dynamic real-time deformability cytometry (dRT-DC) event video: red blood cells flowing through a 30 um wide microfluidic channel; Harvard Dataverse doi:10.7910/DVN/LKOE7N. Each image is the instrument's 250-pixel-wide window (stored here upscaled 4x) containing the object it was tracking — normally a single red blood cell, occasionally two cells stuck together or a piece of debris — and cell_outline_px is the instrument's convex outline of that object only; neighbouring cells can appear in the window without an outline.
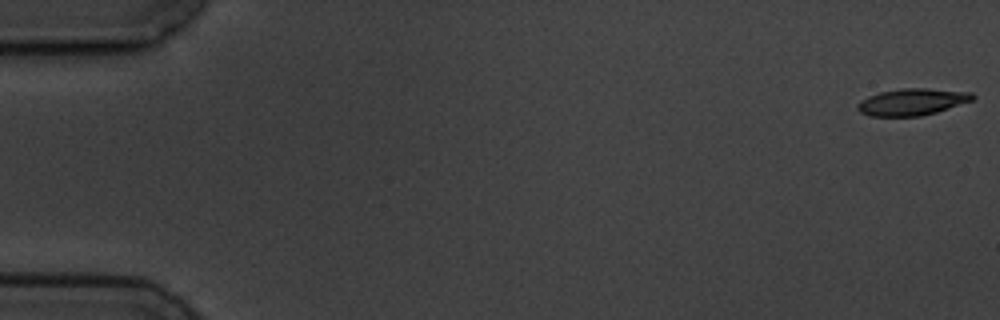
{"species": "common noctule bat (a hibernating species)", "species_latin": "Nyctalus noctula", "temperature_condition": "cold", "stored_images_in_passage": 7, "camera_frame_rate_fps": 3000, "um_per_image_px": 0.085, "animal": {"sex": "male", "body_mass_g": 19.5, "forearm_length_mm": 54.6}, "frame": {"image": 1, "passage_image": 1, "time_ms": 0.0, "image_size_px": [1000, 320], "cell_outline_px": [[976, 96], [972, 100], [936, 112], [920, 116], [868, 116], [860, 112], [856, 108], [856, 104], [860, 100], [868, 96], [880, 92], [904, 88], [928, 88], [972, 92]], "centroid_in_image_um": [77.5, 8.66], "position_along_channel_um": 7.5, "area_um2": 17.98}}
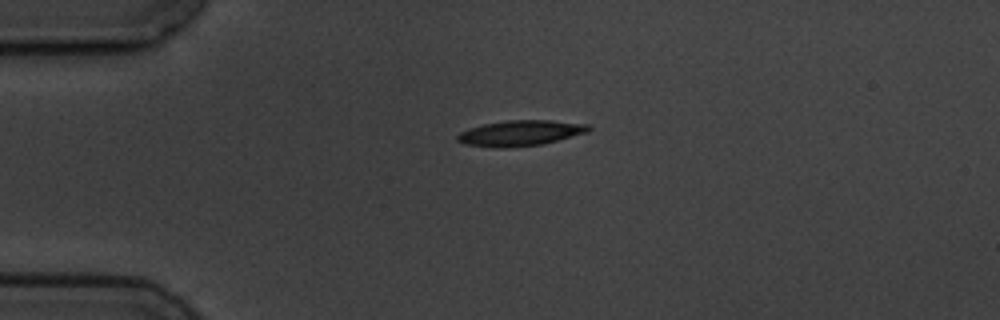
{"frame": {"image": 2, "passage_image": 5, "time_ms": 4.333, "image_size_px": [1000, 320], "cell_outline_px": [[592, 128], [588, 132], [540, 144], [504, 148], [496, 148], [464, 144], [456, 140], [456, 136], [460, 132], [468, 128], [484, 124], [508, 120], [552, 120], [588, 124]], "centroid_in_image_um": [44.2, 11.3], "position_along_channel_um": 40.8, "area_um2": 19.48}}
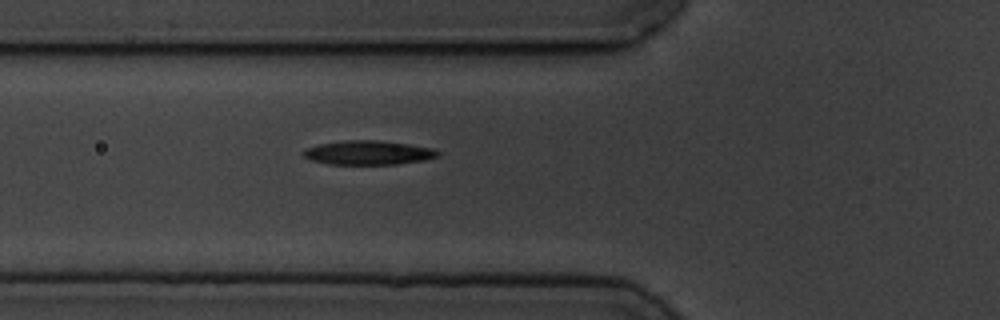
{"frame": {"image": 3, "passage_image": 7, "time_ms": 6.667, "image_size_px": [1000, 320], "cell_outline_px": [[440, 156], [424, 160], [396, 164], [328, 164], [312, 160], [304, 156], [300, 152], [304, 148], [320, 144], [344, 140], [380, 140], [436, 148], [440, 152]], "centroid_in_image_um": [31.32, 12.97], "position_along_channel_um": 94.5, "area_um2": 19.07}}